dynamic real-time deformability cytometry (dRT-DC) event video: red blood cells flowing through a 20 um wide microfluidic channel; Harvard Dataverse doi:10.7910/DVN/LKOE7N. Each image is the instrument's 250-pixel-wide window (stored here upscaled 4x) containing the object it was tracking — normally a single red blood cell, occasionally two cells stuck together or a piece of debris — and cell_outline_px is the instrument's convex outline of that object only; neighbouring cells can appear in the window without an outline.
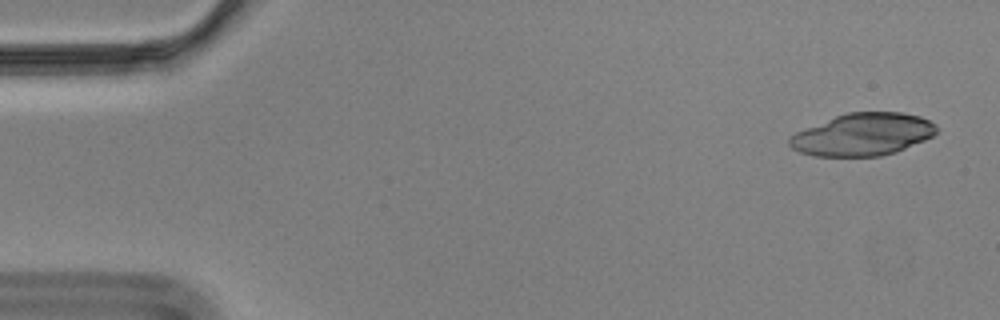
{"species": "Egyptian fruit bat (a non-hibernating species)", "species_latin": "Rousettus aegyptiacus", "temperature_condition": "cold", "stored_images_in_passage": 56, "camera_frame_rate_fps": 3000, "um_per_image_px": 0.085, "animal": {"sex": "male"}, "frame": {"image": 1, "passage_image": 3, "time_ms": 0.667, "image_size_px": [1000, 320], "cell_outline_px": [[940, 128], [932, 136], [924, 140], [896, 152], [880, 156], [816, 156], [800, 152], [792, 148], [788, 144], [788, 140], [796, 132], [836, 116], [848, 112], [900, 112], [920, 116], [936, 124]], "centroid_in_image_um": [73.37, 11.43], "position_along_channel_um": 11.6, "area_um2": 36.13}}